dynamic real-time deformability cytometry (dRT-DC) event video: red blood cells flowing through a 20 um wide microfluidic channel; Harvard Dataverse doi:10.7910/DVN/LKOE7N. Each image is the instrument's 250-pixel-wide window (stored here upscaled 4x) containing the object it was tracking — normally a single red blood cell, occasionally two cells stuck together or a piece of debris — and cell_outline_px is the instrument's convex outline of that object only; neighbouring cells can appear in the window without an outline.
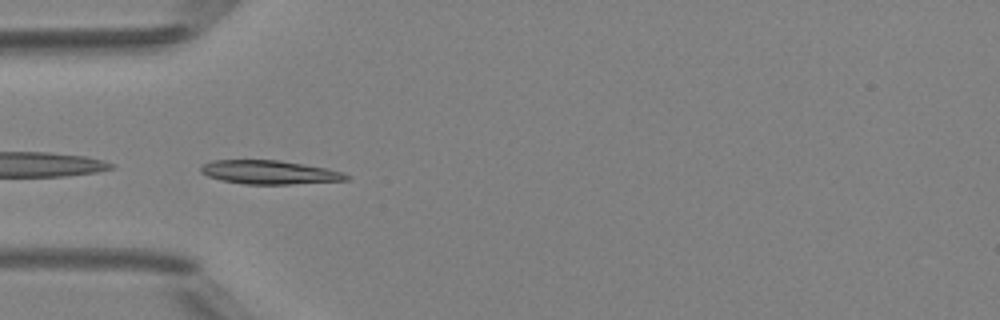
{"species": "Egyptian fruit bat (a non-hibernating species)", "species_latin": "Rousettus aegyptiacus", "temperature_condition": "room temperature", "stored_images_in_passage": 35, "camera_frame_rate_fps": 3000, "um_per_image_px": 0.085, "animal": {"sex": "female"}, "frame": {"image": 1, "passage_image": 1, "time_ms": 0.0, "image_size_px": [1000, 320], "cell_outline_px": [[352, 176], [348, 180], [292, 184], [244, 184], [220, 180], [208, 176], [200, 172], [200, 164], [212, 160], [280, 160], [324, 168], [344, 172]], "centroid_in_image_um": [22.88, 14.64], "position_along_channel_um": 62.1, "area_um2": 20.23}}
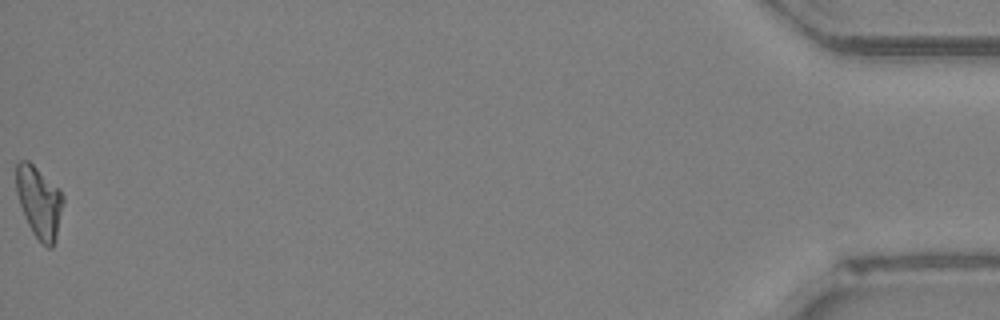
{"frame": {"image": 2, "passage_image": 35, "time_ms": 11.333, "image_size_px": [1000, 320], "cell_outline_px": [[64, 200], [56, 236], [52, 248], [48, 248], [32, 232], [28, 224], [20, 204], [16, 192], [16, 164], [20, 160], [28, 160], [60, 188], [64, 196]], "centroid_in_image_um": [3.33, 17.13], "position_along_channel_um": 431.9, "area_um2": 19.48}, "authors_computed_cell_mechanics": {"area_um2": 19.4786, "velocity_mm_per_s": 4.184, "shape_relaxation_time_tau1_ms": 2.9982, "shape_relaxation_time_tau2_ms": 1.0714, "deformation_change_tau1": 0.1715, "deformation_change_tau2": 0.0721}}